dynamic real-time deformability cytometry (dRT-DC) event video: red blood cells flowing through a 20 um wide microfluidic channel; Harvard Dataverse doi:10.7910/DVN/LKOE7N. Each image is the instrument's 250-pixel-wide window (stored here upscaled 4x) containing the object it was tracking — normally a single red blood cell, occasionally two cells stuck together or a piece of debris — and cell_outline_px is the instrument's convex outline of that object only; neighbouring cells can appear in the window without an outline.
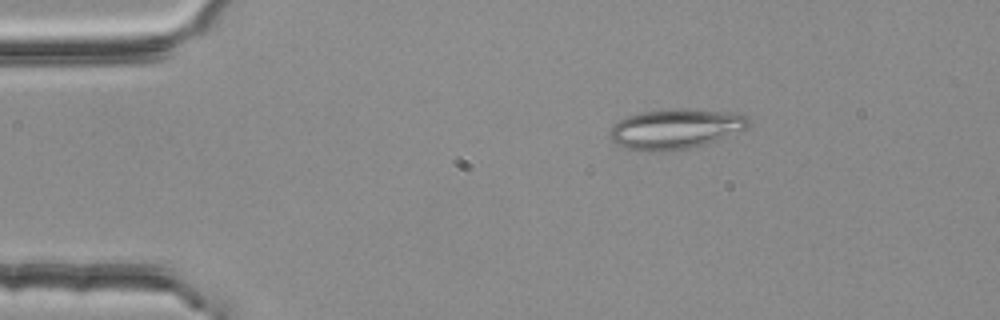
{"species": "common noctule bat (a hibernating species)", "species_latin": "Nyctalus noctula", "temperature_condition": "room temperature", "stored_images_in_passage": 4, "segment_of_instrument_passage": [1, 2], "camera_frame_rate_fps": 3000, "um_per_image_px": 0.085, "animal": {"sex": "female", "body_mass_g": 25.1}, "frame": {"image": 1, "passage_image": 2, "time_ms": 0.333, "image_size_px": [1000, 320], "cell_outline_px": [[752, 124], [748, 128], [704, 144], [692, 148], [668, 152], [652, 152], [628, 148], [616, 144], [612, 140], [608, 132], [620, 120], [628, 116], [644, 112], [672, 108], [676, 108], [728, 112], [748, 116]], "centroid_in_image_um": [57.43, 10.97], "position_along_channel_um": 27.6, "area_um2": 32.25}}